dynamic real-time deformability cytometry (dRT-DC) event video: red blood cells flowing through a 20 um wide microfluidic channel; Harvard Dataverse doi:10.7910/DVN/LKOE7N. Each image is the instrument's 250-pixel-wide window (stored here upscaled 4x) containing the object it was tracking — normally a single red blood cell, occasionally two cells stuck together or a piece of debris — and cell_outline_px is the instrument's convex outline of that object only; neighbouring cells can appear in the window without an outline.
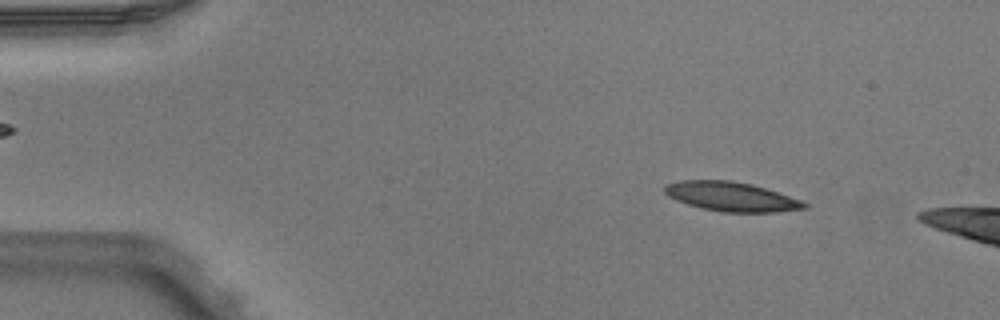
{"species": "Egyptian fruit bat (a non-hibernating species)", "species_latin": "Rousettus aegyptiacus", "temperature_condition": "warm", "stored_images_in_passage": 3, "camera_frame_rate_fps": 3000, "um_per_image_px": 0.085, "animal": {"sex": "male"}, "frame": {"image": 1, "passage_image": 1, "time_ms": 0.0, "image_size_px": [1000, 320], "cell_outline_px": [[808, 208], [776, 212], [720, 212], [688, 204], [676, 200], [668, 196], [664, 192], [664, 184], [680, 180], [732, 180], [752, 184], [800, 200], [808, 204]], "centroid_in_image_um": [62.13, 16.7], "position_along_channel_um": 22.9, "area_um2": 23.76}}